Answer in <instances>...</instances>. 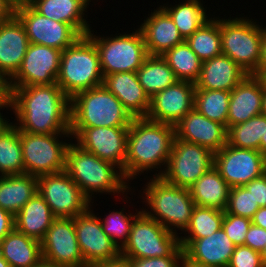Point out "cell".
<instances>
[{
	"mask_svg": "<svg viewBox=\"0 0 266 267\" xmlns=\"http://www.w3.org/2000/svg\"><path fill=\"white\" fill-rule=\"evenodd\" d=\"M7 91L8 105L13 112L10 118L19 131L32 134H71L70 99L57 83L7 87Z\"/></svg>",
	"mask_w": 266,
	"mask_h": 267,
	"instance_id": "cell-1",
	"label": "cell"
},
{
	"mask_svg": "<svg viewBox=\"0 0 266 267\" xmlns=\"http://www.w3.org/2000/svg\"><path fill=\"white\" fill-rule=\"evenodd\" d=\"M174 138L173 125L155 122L146 117L134 118L127 136L125 180L132 186L137 179L143 181L148 177H161L166 169Z\"/></svg>",
	"mask_w": 266,
	"mask_h": 267,
	"instance_id": "cell-2",
	"label": "cell"
},
{
	"mask_svg": "<svg viewBox=\"0 0 266 267\" xmlns=\"http://www.w3.org/2000/svg\"><path fill=\"white\" fill-rule=\"evenodd\" d=\"M65 172L93 203L97 196L101 199L100 195H113L120 200L119 196L132 189L117 166L85 151L74 141L67 148Z\"/></svg>",
	"mask_w": 266,
	"mask_h": 267,
	"instance_id": "cell-3",
	"label": "cell"
},
{
	"mask_svg": "<svg viewBox=\"0 0 266 267\" xmlns=\"http://www.w3.org/2000/svg\"><path fill=\"white\" fill-rule=\"evenodd\" d=\"M137 182L132 185V189L138 192L142 212L164 228L180 235L189 225L196 206L190 190L172 185L162 177H148L145 178V183L142 182V189L139 188L138 191L135 186Z\"/></svg>",
	"mask_w": 266,
	"mask_h": 267,
	"instance_id": "cell-4",
	"label": "cell"
},
{
	"mask_svg": "<svg viewBox=\"0 0 266 267\" xmlns=\"http://www.w3.org/2000/svg\"><path fill=\"white\" fill-rule=\"evenodd\" d=\"M220 16L222 54L232 59L248 75L258 76V65L262 46V22L252 14ZM227 15V16H226ZM223 17V18H221ZM228 17V18H227ZM251 17V18H250Z\"/></svg>",
	"mask_w": 266,
	"mask_h": 267,
	"instance_id": "cell-5",
	"label": "cell"
},
{
	"mask_svg": "<svg viewBox=\"0 0 266 267\" xmlns=\"http://www.w3.org/2000/svg\"><path fill=\"white\" fill-rule=\"evenodd\" d=\"M133 119L103 85L79 92L70 99V128L129 127Z\"/></svg>",
	"mask_w": 266,
	"mask_h": 267,
	"instance_id": "cell-6",
	"label": "cell"
},
{
	"mask_svg": "<svg viewBox=\"0 0 266 267\" xmlns=\"http://www.w3.org/2000/svg\"><path fill=\"white\" fill-rule=\"evenodd\" d=\"M56 83L69 99L79 92L103 85L99 53L87 35L62 51Z\"/></svg>",
	"mask_w": 266,
	"mask_h": 267,
	"instance_id": "cell-7",
	"label": "cell"
},
{
	"mask_svg": "<svg viewBox=\"0 0 266 267\" xmlns=\"http://www.w3.org/2000/svg\"><path fill=\"white\" fill-rule=\"evenodd\" d=\"M135 27L108 35V31L100 35L95 28L96 32L91 29L87 33L98 50L103 77L116 72H136L143 64L148 53L143 35Z\"/></svg>",
	"mask_w": 266,
	"mask_h": 267,
	"instance_id": "cell-8",
	"label": "cell"
},
{
	"mask_svg": "<svg viewBox=\"0 0 266 267\" xmlns=\"http://www.w3.org/2000/svg\"><path fill=\"white\" fill-rule=\"evenodd\" d=\"M179 235L141 212L133 221L129 238L120 250L125 258L183 256Z\"/></svg>",
	"mask_w": 266,
	"mask_h": 267,
	"instance_id": "cell-9",
	"label": "cell"
},
{
	"mask_svg": "<svg viewBox=\"0 0 266 267\" xmlns=\"http://www.w3.org/2000/svg\"><path fill=\"white\" fill-rule=\"evenodd\" d=\"M25 173L39 177L65 171L71 134H32L19 131Z\"/></svg>",
	"mask_w": 266,
	"mask_h": 267,
	"instance_id": "cell-10",
	"label": "cell"
},
{
	"mask_svg": "<svg viewBox=\"0 0 266 267\" xmlns=\"http://www.w3.org/2000/svg\"><path fill=\"white\" fill-rule=\"evenodd\" d=\"M214 166V153L201 145L174 138L171 154L162 178L189 189Z\"/></svg>",
	"mask_w": 266,
	"mask_h": 267,
	"instance_id": "cell-11",
	"label": "cell"
},
{
	"mask_svg": "<svg viewBox=\"0 0 266 267\" xmlns=\"http://www.w3.org/2000/svg\"><path fill=\"white\" fill-rule=\"evenodd\" d=\"M37 192L55 217L74 218L90 208L91 201L65 171L37 177Z\"/></svg>",
	"mask_w": 266,
	"mask_h": 267,
	"instance_id": "cell-12",
	"label": "cell"
},
{
	"mask_svg": "<svg viewBox=\"0 0 266 267\" xmlns=\"http://www.w3.org/2000/svg\"><path fill=\"white\" fill-rule=\"evenodd\" d=\"M129 127L70 128L73 141L82 149L117 166L124 176Z\"/></svg>",
	"mask_w": 266,
	"mask_h": 267,
	"instance_id": "cell-13",
	"label": "cell"
},
{
	"mask_svg": "<svg viewBox=\"0 0 266 267\" xmlns=\"http://www.w3.org/2000/svg\"><path fill=\"white\" fill-rule=\"evenodd\" d=\"M15 16L33 44L63 51L82 36L73 26L41 15L30 4L16 7Z\"/></svg>",
	"mask_w": 266,
	"mask_h": 267,
	"instance_id": "cell-14",
	"label": "cell"
},
{
	"mask_svg": "<svg viewBox=\"0 0 266 267\" xmlns=\"http://www.w3.org/2000/svg\"><path fill=\"white\" fill-rule=\"evenodd\" d=\"M214 167L231 188L244 186L266 172V156L226 144L214 153Z\"/></svg>",
	"mask_w": 266,
	"mask_h": 267,
	"instance_id": "cell-15",
	"label": "cell"
},
{
	"mask_svg": "<svg viewBox=\"0 0 266 267\" xmlns=\"http://www.w3.org/2000/svg\"><path fill=\"white\" fill-rule=\"evenodd\" d=\"M97 205L99 204L94 205L91 202L85 213L74 217L76 237L85 266L107 262L120 256L119 248L103 231L101 220L94 208Z\"/></svg>",
	"mask_w": 266,
	"mask_h": 267,
	"instance_id": "cell-16",
	"label": "cell"
},
{
	"mask_svg": "<svg viewBox=\"0 0 266 267\" xmlns=\"http://www.w3.org/2000/svg\"><path fill=\"white\" fill-rule=\"evenodd\" d=\"M62 51L30 43L16 74L6 83L7 87H28L56 83Z\"/></svg>",
	"mask_w": 266,
	"mask_h": 267,
	"instance_id": "cell-17",
	"label": "cell"
},
{
	"mask_svg": "<svg viewBox=\"0 0 266 267\" xmlns=\"http://www.w3.org/2000/svg\"><path fill=\"white\" fill-rule=\"evenodd\" d=\"M42 259L64 267H85L74 218L56 217L41 241Z\"/></svg>",
	"mask_w": 266,
	"mask_h": 267,
	"instance_id": "cell-18",
	"label": "cell"
},
{
	"mask_svg": "<svg viewBox=\"0 0 266 267\" xmlns=\"http://www.w3.org/2000/svg\"><path fill=\"white\" fill-rule=\"evenodd\" d=\"M195 83L177 81L174 85L150 98L146 118L155 122L176 125L194 108Z\"/></svg>",
	"mask_w": 266,
	"mask_h": 267,
	"instance_id": "cell-19",
	"label": "cell"
},
{
	"mask_svg": "<svg viewBox=\"0 0 266 267\" xmlns=\"http://www.w3.org/2000/svg\"><path fill=\"white\" fill-rule=\"evenodd\" d=\"M174 128L177 139L201 145L213 153L227 144L226 126L208 119L195 108L174 125Z\"/></svg>",
	"mask_w": 266,
	"mask_h": 267,
	"instance_id": "cell-20",
	"label": "cell"
},
{
	"mask_svg": "<svg viewBox=\"0 0 266 267\" xmlns=\"http://www.w3.org/2000/svg\"><path fill=\"white\" fill-rule=\"evenodd\" d=\"M154 10L148 11L142 22L136 25L144 38L148 55H163L176 45L185 40L180 35L178 28L169 14L159 5Z\"/></svg>",
	"mask_w": 266,
	"mask_h": 267,
	"instance_id": "cell-21",
	"label": "cell"
},
{
	"mask_svg": "<svg viewBox=\"0 0 266 267\" xmlns=\"http://www.w3.org/2000/svg\"><path fill=\"white\" fill-rule=\"evenodd\" d=\"M30 42L16 17L0 23V79L7 83L19 69Z\"/></svg>",
	"mask_w": 266,
	"mask_h": 267,
	"instance_id": "cell-22",
	"label": "cell"
},
{
	"mask_svg": "<svg viewBox=\"0 0 266 267\" xmlns=\"http://www.w3.org/2000/svg\"><path fill=\"white\" fill-rule=\"evenodd\" d=\"M264 81L259 76L247 75L231 92L227 128L261 115Z\"/></svg>",
	"mask_w": 266,
	"mask_h": 267,
	"instance_id": "cell-23",
	"label": "cell"
},
{
	"mask_svg": "<svg viewBox=\"0 0 266 267\" xmlns=\"http://www.w3.org/2000/svg\"><path fill=\"white\" fill-rule=\"evenodd\" d=\"M103 86L114 94L133 118L146 117L150 98L140 85L136 72H116L103 77Z\"/></svg>",
	"mask_w": 266,
	"mask_h": 267,
	"instance_id": "cell-24",
	"label": "cell"
},
{
	"mask_svg": "<svg viewBox=\"0 0 266 267\" xmlns=\"http://www.w3.org/2000/svg\"><path fill=\"white\" fill-rule=\"evenodd\" d=\"M235 245L221 228L208 237L194 239L184 248L190 260L209 267H227Z\"/></svg>",
	"mask_w": 266,
	"mask_h": 267,
	"instance_id": "cell-25",
	"label": "cell"
},
{
	"mask_svg": "<svg viewBox=\"0 0 266 267\" xmlns=\"http://www.w3.org/2000/svg\"><path fill=\"white\" fill-rule=\"evenodd\" d=\"M248 74L226 55L202 62L195 89L232 91Z\"/></svg>",
	"mask_w": 266,
	"mask_h": 267,
	"instance_id": "cell-26",
	"label": "cell"
},
{
	"mask_svg": "<svg viewBox=\"0 0 266 267\" xmlns=\"http://www.w3.org/2000/svg\"><path fill=\"white\" fill-rule=\"evenodd\" d=\"M30 5L49 19L73 26L82 36L93 28L90 9L82 0H32Z\"/></svg>",
	"mask_w": 266,
	"mask_h": 267,
	"instance_id": "cell-27",
	"label": "cell"
},
{
	"mask_svg": "<svg viewBox=\"0 0 266 267\" xmlns=\"http://www.w3.org/2000/svg\"><path fill=\"white\" fill-rule=\"evenodd\" d=\"M55 218L44 198L37 192L14 216L15 229L41 242Z\"/></svg>",
	"mask_w": 266,
	"mask_h": 267,
	"instance_id": "cell-28",
	"label": "cell"
},
{
	"mask_svg": "<svg viewBox=\"0 0 266 267\" xmlns=\"http://www.w3.org/2000/svg\"><path fill=\"white\" fill-rule=\"evenodd\" d=\"M165 1L164 4L163 1L159 4L169 14L184 40L213 16L210 12L211 5H204L206 0H173V4Z\"/></svg>",
	"mask_w": 266,
	"mask_h": 267,
	"instance_id": "cell-29",
	"label": "cell"
},
{
	"mask_svg": "<svg viewBox=\"0 0 266 267\" xmlns=\"http://www.w3.org/2000/svg\"><path fill=\"white\" fill-rule=\"evenodd\" d=\"M0 254L10 267H34L42 260L41 242L14 228L0 241Z\"/></svg>",
	"mask_w": 266,
	"mask_h": 267,
	"instance_id": "cell-30",
	"label": "cell"
},
{
	"mask_svg": "<svg viewBox=\"0 0 266 267\" xmlns=\"http://www.w3.org/2000/svg\"><path fill=\"white\" fill-rule=\"evenodd\" d=\"M230 189L214 166L189 188L196 206L222 211L226 209Z\"/></svg>",
	"mask_w": 266,
	"mask_h": 267,
	"instance_id": "cell-31",
	"label": "cell"
},
{
	"mask_svg": "<svg viewBox=\"0 0 266 267\" xmlns=\"http://www.w3.org/2000/svg\"><path fill=\"white\" fill-rule=\"evenodd\" d=\"M136 194V191L131 189L124 196L120 197L121 200L123 199L122 202L124 205L121 206L123 208H118L119 210L115 208L113 210L110 209L109 211H107L109 213H105V215H102L103 217L99 215V212L96 213L99 219L101 220L103 231L119 248V250H121L127 243L132 223L134 219L142 212L141 207L135 208V206L132 204V201L135 200L133 199V195L135 198ZM128 195H130L131 197H129ZM125 206L126 208H131V206L132 208L134 207V210L131 209L133 212L131 210L128 211Z\"/></svg>",
	"mask_w": 266,
	"mask_h": 267,
	"instance_id": "cell-32",
	"label": "cell"
},
{
	"mask_svg": "<svg viewBox=\"0 0 266 267\" xmlns=\"http://www.w3.org/2000/svg\"><path fill=\"white\" fill-rule=\"evenodd\" d=\"M37 193V177L29 174L0 176V208L14 216Z\"/></svg>",
	"mask_w": 266,
	"mask_h": 267,
	"instance_id": "cell-33",
	"label": "cell"
},
{
	"mask_svg": "<svg viewBox=\"0 0 266 267\" xmlns=\"http://www.w3.org/2000/svg\"><path fill=\"white\" fill-rule=\"evenodd\" d=\"M136 75L149 98L179 81L161 55H148Z\"/></svg>",
	"mask_w": 266,
	"mask_h": 267,
	"instance_id": "cell-34",
	"label": "cell"
},
{
	"mask_svg": "<svg viewBox=\"0 0 266 267\" xmlns=\"http://www.w3.org/2000/svg\"><path fill=\"white\" fill-rule=\"evenodd\" d=\"M215 13L217 12L213 11L214 15L185 40L202 62L222 54L220 36L222 14Z\"/></svg>",
	"mask_w": 266,
	"mask_h": 267,
	"instance_id": "cell-35",
	"label": "cell"
},
{
	"mask_svg": "<svg viewBox=\"0 0 266 267\" xmlns=\"http://www.w3.org/2000/svg\"><path fill=\"white\" fill-rule=\"evenodd\" d=\"M224 211L195 206L190 218L189 225L179 235L180 246L184 248L190 241L194 239L210 236L222 228Z\"/></svg>",
	"mask_w": 266,
	"mask_h": 267,
	"instance_id": "cell-36",
	"label": "cell"
},
{
	"mask_svg": "<svg viewBox=\"0 0 266 267\" xmlns=\"http://www.w3.org/2000/svg\"><path fill=\"white\" fill-rule=\"evenodd\" d=\"M24 173L19 130L11 123L0 135V176Z\"/></svg>",
	"mask_w": 266,
	"mask_h": 267,
	"instance_id": "cell-37",
	"label": "cell"
},
{
	"mask_svg": "<svg viewBox=\"0 0 266 267\" xmlns=\"http://www.w3.org/2000/svg\"><path fill=\"white\" fill-rule=\"evenodd\" d=\"M162 57L180 81L195 83L201 72L202 61L186 41L166 51Z\"/></svg>",
	"mask_w": 266,
	"mask_h": 267,
	"instance_id": "cell-38",
	"label": "cell"
},
{
	"mask_svg": "<svg viewBox=\"0 0 266 267\" xmlns=\"http://www.w3.org/2000/svg\"><path fill=\"white\" fill-rule=\"evenodd\" d=\"M230 91L195 89L194 108L210 120L227 128Z\"/></svg>",
	"mask_w": 266,
	"mask_h": 267,
	"instance_id": "cell-39",
	"label": "cell"
},
{
	"mask_svg": "<svg viewBox=\"0 0 266 267\" xmlns=\"http://www.w3.org/2000/svg\"><path fill=\"white\" fill-rule=\"evenodd\" d=\"M265 132V115H258L227 128V144L236 148L260 151Z\"/></svg>",
	"mask_w": 266,
	"mask_h": 267,
	"instance_id": "cell-40",
	"label": "cell"
},
{
	"mask_svg": "<svg viewBox=\"0 0 266 267\" xmlns=\"http://www.w3.org/2000/svg\"><path fill=\"white\" fill-rule=\"evenodd\" d=\"M259 208L251 193L244 186H235L230 189L224 213L252 219Z\"/></svg>",
	"mask_w": 266,
	"mask_h": 267,
	"instance_id": "cell-41",
	"label": "cell"
},
{
	"mask_svg": "<svg viewBox=\"0 0 266 267\" xmlns=\"http://www.w3.org/2000/svg\"><path fill=\"white\" fill-rule=\"evenodd\" d=\"M252 223L247 217L224 213L222 229L235 246L244 245L246 233Z\"/></svg>",
	"mask_w": 266,
	"mask_h": 267,
	"instance_id": "cell-42",
	"label": "cell"
},
{
	"mask_svg": "<svg viewBox=\"0 0 266 267\" xmlns=\"http://www.w3.org/2000/svg\"><path fill=\"white\" fill-rule=\"evenodd\" d=\"M227 267H265L262 263L261 253L248 246H235L234 253Z\"/></svg>",
	"mask_w": 266,
	"mask_h": 267,
	"instance_id": "cell-43",
	"label": "cell"
},
{
	"mask_svg": "<svg viewBox=\"0 0 266 267\" xmlns=\"http://www.w3.org/2000/svg\"><path fill=\"white\" fill-rule=\"evenodd\" d=\"M183 256L127 258L131 267H178Z\"/></svg>",
	"mask_w": 266,
	"mask_h": 267,
	"instance_id": "cell-44",
	"label": "cell"
},
{
	"mask_svg": "<svg viewBox=\"0 0 266 267\" xmlns=\"http://www.w3.org/2000/svg\"><path fill=\"white\" fill-rule=\"evenodd\" d=\"M244 245L261 253L266 246V229L251 223L246 233Z\"/></svg>",
	"mask_w": 266,
	"mask_h": 267,
	"instance_id": "cell-45",
	"label": "cell"
},
{
	"mask_svg": "<svg viewBox=\"0 0 266 267\" xmlns=\"http://www.w3.org/2000/svg\"><path fill=\"white\" fill-rule=\"evenodd\" d=\"M259 207H266V173L244 185Z\"/></svg>",
	"mask_w": 266,
	"mask_h": 267,
	"instance_id": "cell-46",
	"label": "cell"
},
{
	"mask_svg": "<svg viewBox=\"0 0 266 267\" xmlns=\"http://www.w3.org/2000/svg\"><path fill=\"white\" fill-rule=\"evenodd\" d=\"M15 228L14 215L0 208V241Z\"/></svg>",
	"mask_w": 266,
	"mask_h": 267,
	"instance_id": "cell-47",
	"label": "cell"
},
{
	"mask_svg": "<svg viewBox=\"0 0 266 267\" xmlns=\"http://www.w3.org/2000/svg\"><path fill=\"white\" fill-rule=\"evenodd\" d=\"M16 8L9 0H0V22L7 21L15 16Z\"/></svg>",
	"mask_w": 266,
	"mask_h": 267,
	"instance_id": "cell-48",
	"label": "cell"
},
{
	"mask_svg": "<svg viewBox=\"0 0 266 267\" xmlns=\"http://www.w3.org/2000/svg\"><path fill=\"white\" fill-rule=\"evenodd\" d=\"M264 26V27H263ZM266 72V25L262 23V46L261 56L258 65V76L261 77Z\"/></svg>",
	"mask_w": 266,
	"mask_h": 267,
	"instance_id": "cell-49",
	"label": "cell"
},
{
	"mask_svg": "<svg viewBox=\"0 0 266 267\" xmlns=\"http://www.w3.org/2000/svg\"><path fill=\"white\" fill-rule=\"evenodd\" d=\"M85 267H131L127 258L119 256L117 259L110 260L103 263L90 264Z\"/></svg>",
	"mask_w": 266,
	"mask_h": 267,
	"instance_id": "cell-50",
	"label": "cell"
},
{
	"mask_svg": "<svg viewBox=\"0 0 266 267\" xmlns=\"http://www.w3.org/2000/svg\"><path fill=\"white\" fill-rule=\"evenodd\" d=\"M251 220L254 225L266 229V207H260Z\"/></svg>",
	"mask_w": 266,
	"mask_h": 267,
	"instance_id": "cell-51",
	"label": "cell"
},
{
	"mask_svg": "<svg viewBox=\"0 0 266 267\" xmlns=\"http://www.w3.org/2000/svg\"><path fill=\"white\" fill-rule=\"evenodd\" d=\"M6 108V109H5ZM6 111L5 114L12 113L10 110L9 105L7 104L1 111H0V135L3 133V131L12 123V119H9V116L3 115V111ZM10 111V112H8ZM11 120V121H10Z\"/></svg>",
	"mask_w": 266,
	"mask_h": 267,
	"instance_id": "cell-52",
	"label": "cell"
},
{
	"mask_svg": "<svg viewBox=\"0 0 266 267\" xmlns=\"http://www.w3.org/2000/svg\"><path fill=\"white\" fill-rule=\"evenodd\" d=\"M8 104V91L6 83H0V111Z\"/></svg>",
	"mask_w": 266,
	"mask_h": 267,
	"instance_id": "cell-53",
	"label": "cell"
},
{
	"mask_svg": "<svg viewBox=\"0 0 266 267\" xmlns=\"http://www.w3.org/2000/svg\"><path fill=\"white\" fill-rule=\"evenodd\" d=\"M178 267H209V266L196 263V262L190 260L189 258H187L185 255H183V257L181 258V260L179 262Z\"/></svg>",
	"mask_w": 266,
	"mask_h": 267,
	"instance_id": "cell-54",
	"label": "cell"
},
{
	"mask_svg": "<svg viewBox=\"0 0 266 267\" xmlns=\"http://www.w3.org/2000/svg\"><path fill=\"white\" fill-rule=\"evenodd\" d=\"M260 152L266 156V116H265V132L260 141Z\"/></svg>",
	"mask_w": 266,
	"mask_h": 267,
	"instance_id": "cell-55",
	"label": "cell"
},
{
	"mask_svg": "<svg viewBox=\"0 0 266 267\" xmlns=\"http://www.w3.org/2000/svg\"><path fill=\"white\" fill-rule=\"evenodd\" d=\"M11 4L16 8L23 5L31 4L32 0H9Z\"/></svg>",
	"mask_w": 266,
	"mask_h": 267,
	"instance_id": "cell-56",
	"label": "cell"
},
{
	"mask_svg": "<svg viewBox=\"0 0 266 267\" xmlns=\"http://www.w3.org/2000/svg\"><path fill=\"white\" fill-rule=\"evenodd\" d=\"M261 114L266 116V86L264 84Z\"/></svg>",
	"mask_w": 266,
	"mask_h": 267,
	"instance_id": "cell-57",
	"label": "cell"
},
{
	"mask_svg": "<svg viewBox=\"0 0 266 267\" xmlns=\"http://www.w3.org/2000/svg\"><path fill=\"white\" fill-rule=\"evenodd\" d=\"M34 267H64V266H59V265H55L52 263H49L47 261H44L43 259Z\"/></svg>",
	"mask_w": 266,
	"mask_h": 267,
	"instance_id": "cell-58",
	"label": "cell"
},
{
	"mask_svg": "<svg viewBox=\"0 0 266 267\" xmlns=\"http://www.w3.org/2000/svg\"><path fill=\"white\" fill-rule=\"evenodd\" d=\"M83 1V3L88 7V8H90L91 9V12L93 13V10L94 9H92L93 8V6L94 5H96V4H99L100 3V1L99 0H82ZM96 1V2H95ZM103 1L104 0H102V3H103ZM97 2H99V3H97ZM92 3V4H91ZM91 5V6H90ZM90 6V7H89Z\"/></svg>",
	"mask_w": 266,
	"mask_h": 267,
	"instance_id": "cell-59",
	"label": "cell"
},
{
	"mask_svg": "<svg viewBox=\"0 0 266 267\" xmlns=\"http://www.w3.org/2000/svg\"><path fill=\"white\" fill-rule=\"evenodd\" d=\"M0 267H10V264L0 254Z\"/></svg>",
	"mask_w": 266,
	"mask_h": 267,
	"instance_id": "cell-60",
	"label": "cell"
},
{
	"mask_svg": "<svg viewBox=\"0 0 266 267\" xmlns=\"http://www.w3.org/2000/svg\"><path fill=\"white\" fill-rule=\"evenodd\" d=\"M261 259H262L263 265L266 267V246L261 252Z\"/></svg>",
	"mask_w": 266,
	"mask_h": 267,
	"instance_id": "cell-61",
	"label": "cell"
},
{
	"mask_svg": "<svg viewBox=\"0 0 266 267\" xmlns=\"http://www.w3.org/2000/svg\"><path fill=\"white\" fill-rule=\"evenodd\" d=\"M261 78L263 79L264 84L266 86V72L261 76Z\"/></svg>",
	"mask_w": 266,
	"mask_h": 267,
	"instance_id": "cell-62",
	"label": "cell"
}]
</instances>
